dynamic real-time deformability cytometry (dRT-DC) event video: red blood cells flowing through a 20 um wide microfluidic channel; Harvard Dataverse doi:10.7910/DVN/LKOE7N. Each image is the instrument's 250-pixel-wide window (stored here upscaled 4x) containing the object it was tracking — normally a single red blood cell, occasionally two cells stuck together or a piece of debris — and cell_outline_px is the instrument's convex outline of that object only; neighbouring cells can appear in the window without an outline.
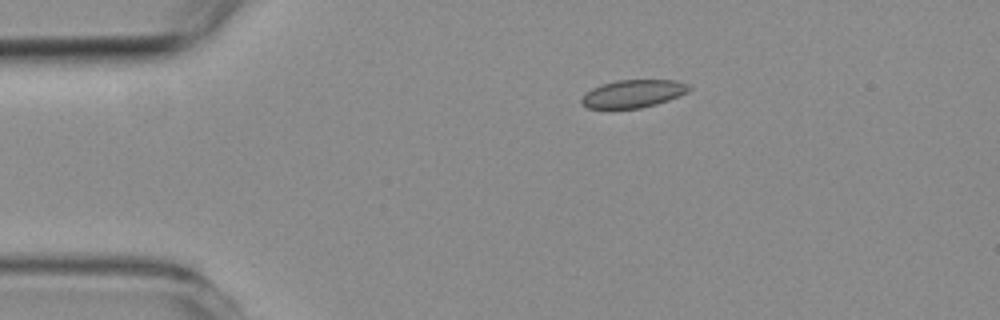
{"species": "common noctule bat (a hibernating species)", "species_latin": "Nyctalus noctula", "temperature_condition": "room temperature", "stored_images_in_passage": 5, "camera_frame_rate_fps": 3000, "um_per_image_px": 0.085, "animal": {"sex": "female", "body_mass_g": 19.3, "forearm_length_mm": 54.1}, "frame": {"image": 1, "passage_image": 1, "time_ms": 0.0, "image_size_px": [1000, 320], "cell_outline_px": [[692, 88], [688, 92], [668, 100], [656, 104], [640, 108], [612, 112], [588, 108], [580, 104], [580, 100], [584, 92], [592, 88], [616, 80], [676, 80], [688, 84]], "centroid_in_image_um": [53.73, 8.01], "position_along_channel_um": 31.3, "area_um2": 18.21}}
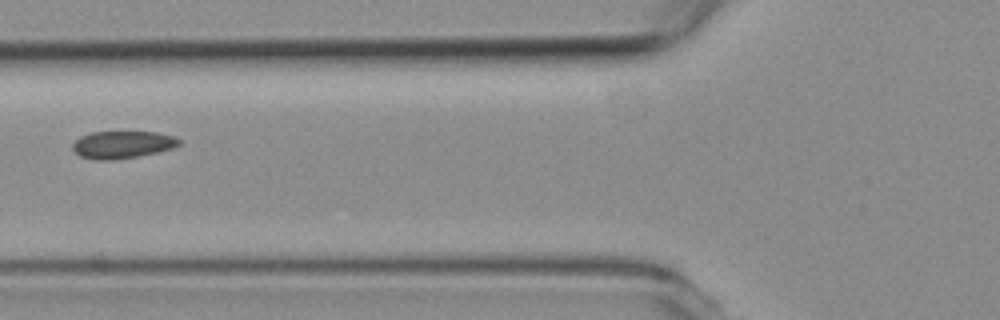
{"frame": {"image": 2, "passage_image": 4, "time_ms": 3.333, "image_size_px": [1000, 320], "cell_outline_px": [[180, 144], [172, 148], [140, 156], [116, 160], [92, 160], [80, 156], [72, 148], [72, 144], [80, 136], [92, 132], [156, 132], [172, 136], [180, 140]], "centroid_in_image_um": [10.37, 12.3], "position_along_channel_um": 115.4, "area_um2": 16.99}}
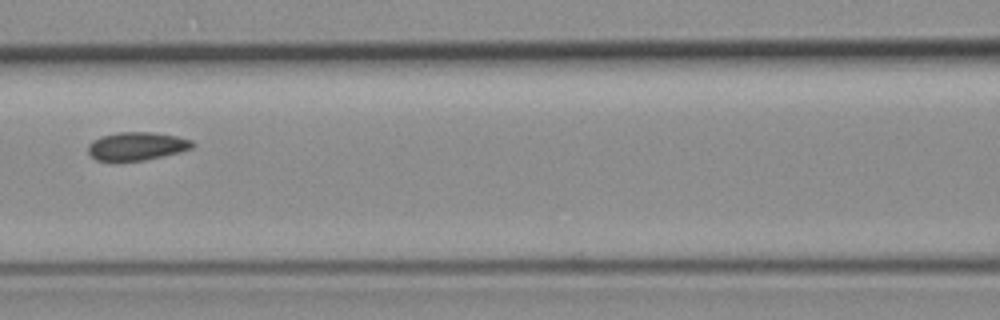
{"frame": {"image": 3, "passage_image": 5, "time_ms": 4.333, "image_size_px": [1000, 320], "cell_outline_px": [[196, 144], [192, 148], [180, 152], [164, 156], [144, 160], [96, 160], [88, 152], [88, 144], [92, 140], [100, 136], [120, 132], [152, 132], [176, 136], [192, 140]], "centroid_in_image_um": [11.64, 12.41], "position_along_channel_um": 155.0, "area_um2": 17.11}}